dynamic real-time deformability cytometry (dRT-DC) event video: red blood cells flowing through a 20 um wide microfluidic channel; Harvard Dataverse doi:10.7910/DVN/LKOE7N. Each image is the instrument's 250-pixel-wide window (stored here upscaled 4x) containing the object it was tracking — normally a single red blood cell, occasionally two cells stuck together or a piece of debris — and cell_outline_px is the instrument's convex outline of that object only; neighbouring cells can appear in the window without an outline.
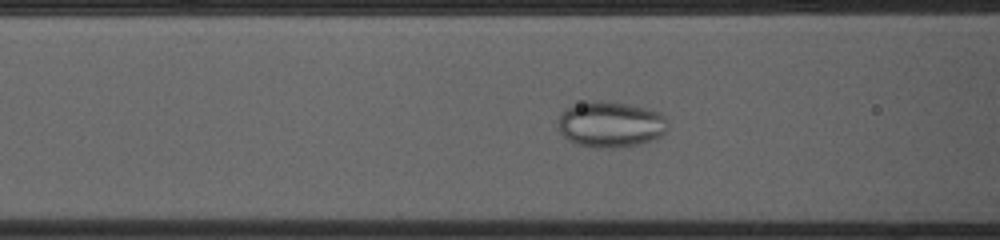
{"species": "common noctule bat (a hibernating species)", "species_latin": "Nyctalus noctula", "temperature_condition": "cold", "stored_images_in_passage": 24, "camera_frame_rate_fps": 3000, "um_per_image_px": 0.085, "animal": {"sex": "female", "body_mass_g": 23.0, "forearm_length_mm": 53.4}, "frame": {"image": 1, "passage_image": 8, "time_ms": 2.333, "image_size_px": [1000, 240], "cell_outline_px": [[668, 128], [660, 136], [652, 140], [636, 144], [612, 148], [596, 148], [576, 144], [568, 140], [556, 128], [556, 120], [560, 112], [568, 108], [580, 104], [624, 104], [644, 108], [660, 112], [664, 116]], "centroid_in_image_um": [51.86, 10.63], "position_along_channel_um": 114.7, "area_um2": 28.55}}
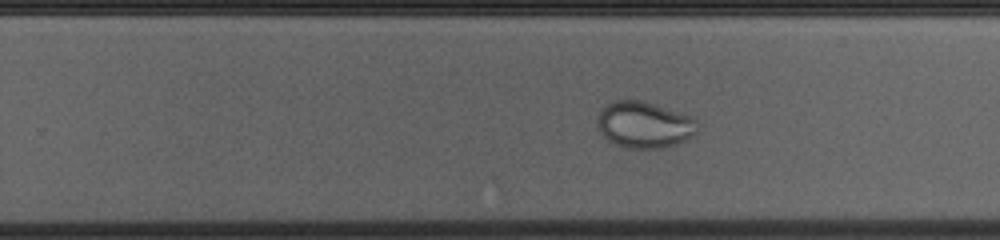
{"frame": {"image": 2, "passage_image": 21, "time_ms": 6.667, "image_size_px": [1000, 240], "cell_outline_px": [[700, 124], [696, 132], [688, 140], [664, 148], [628, 148], [616, 144], [608, 140], [600, 132], [596, 124], [596, 120], [600, 112], [608, 104], [616, 100], [644, 100], [692, 116]], "centroid_in_image_um": [54.8, 10.6], "position_along_channel_um": 275.0, "area_um2": 27.34}}